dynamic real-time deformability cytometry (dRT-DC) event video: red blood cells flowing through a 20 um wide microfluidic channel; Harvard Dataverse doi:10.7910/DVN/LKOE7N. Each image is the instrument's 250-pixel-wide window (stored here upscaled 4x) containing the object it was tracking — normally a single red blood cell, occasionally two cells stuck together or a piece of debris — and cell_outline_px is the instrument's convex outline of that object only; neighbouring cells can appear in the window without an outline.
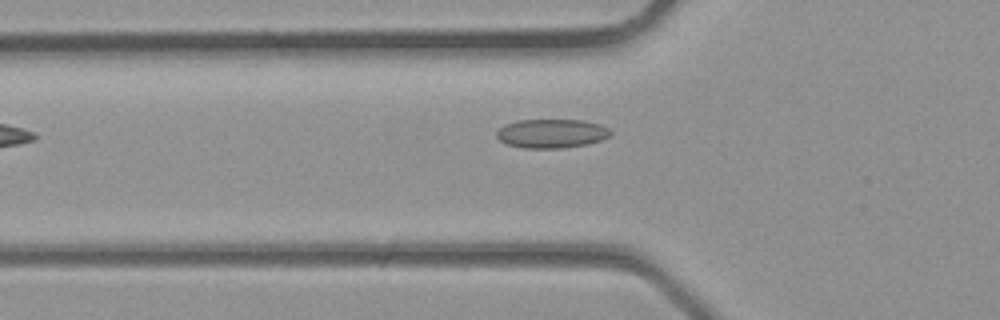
{"species": "common noctule bat (a hibernating species)", "species_latin": "Nyctalus noctula", "temperature_condition": "room temperature", "stored_images_in_passage": 4, "camera_frame_rate_fps": 3000, "um_per_image_px": 0.085, "animal": {"sex": "male", "body_mass_g": 23.1, "forearm_length_mm": 52.7}, "frame": {"image": 1, "passage_image": 4, "time_ms": 1.0, "image_size_px": [1000, 320], "cell_outline_px": [[612, 132], [608, 136], [600, 140], [588, 144], [564, 148], [524, 148], [508, 144], [500, 140], [496, 136], [496, 132], [504, 124], [516, 120], [584, 120], [600, 124], [608, 128]], "centroid_in_image_um": [46.88, 11.34], "position_along_channel_um": 78.9, "area_um2": 19.25}}